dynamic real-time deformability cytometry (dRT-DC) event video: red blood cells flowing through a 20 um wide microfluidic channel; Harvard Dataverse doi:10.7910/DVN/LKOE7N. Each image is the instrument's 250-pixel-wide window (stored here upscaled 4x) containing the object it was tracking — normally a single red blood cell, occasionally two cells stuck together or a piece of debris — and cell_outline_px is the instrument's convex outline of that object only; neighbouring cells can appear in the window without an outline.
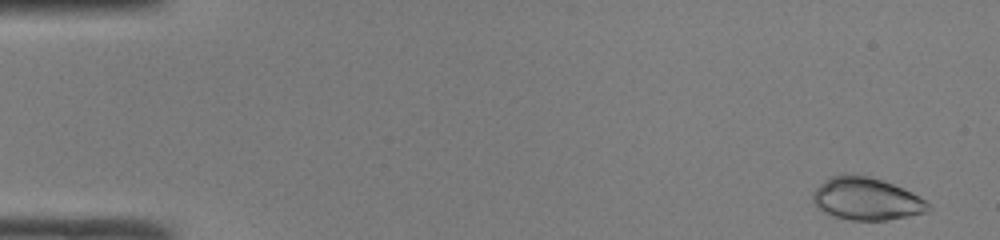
{"species": "common noctule bat (a hibernating species)", "species_latin": "Nyctalus noctula", "temperature_condition": "room temperature", "stored_images_in_passage": 48, "camera_frame_rate_fps": 3000, "um_per_image_px": 0.085, "animal": {"sex": "male", "body_mass_g": 19.0, "forearm_length_mm": 50.8}, "frame": {"image": 1, "passage_image": 2, "time_ms": 0.333, "image_size_px": [1000, 240], "cell_outline_px": [[932, 208], [928, 212], [908, 216], [884, 220], [852, 220], [832, 216], [824, 212], [812, 204], [812, 192], [824, 180], [832, 176], [844, 172], [852, 172], [868, 176], [892, 184], [912, 192], [920, 196]], "centroid_in_image_um": [73.6, 16.88], "position_along_channel_um": 11.4, "area_um2": 28.9}}
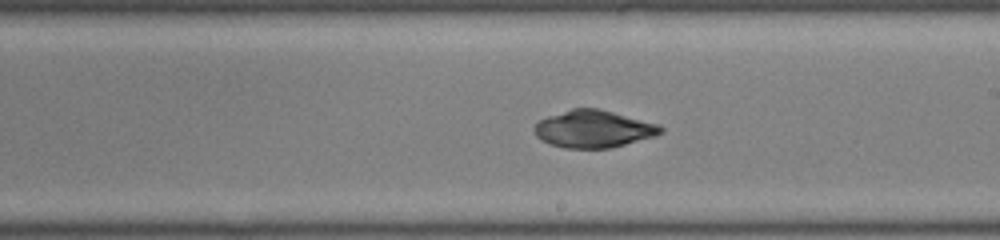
{"frame": {"image": 2, "passage_image": 28, "time_ms": 9.0, "image_size_px": [1000, 240], "cell_outline_px": [[664, 132], [656, 136], [612, 148], [564, 148], [548, 144], [540, 140], [536, 136], [532, 128], [540, 120], [548, 116], [572, 108], [600, 108], [660, 124], [664, 128]], "centroid_in_image_um": [50.47, 10.96], "position_along_channel_um": 238.5, "area_um2": 27.92}}
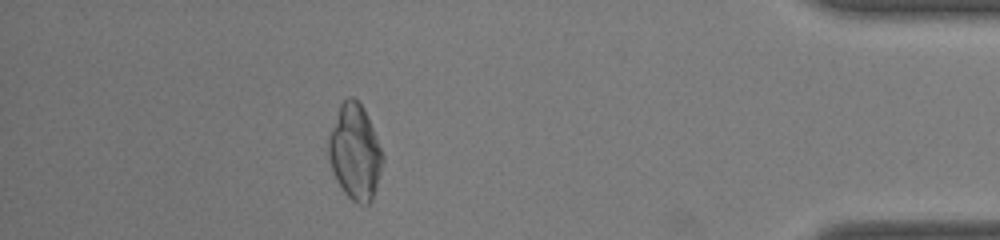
{"frame": {"image": 3, "passage_image": 43, "time_ms": 14.0, "image_size_px": [1000, 240], "cell_outline_px": [[384, 160], [372, 200], [368, 204], [356, 204], [344, 192], [336, 180], [332, 172], [328, 160], [328, 136], [340, 104], [348, 96], [352, 96], [364, 108], [384, 156]], "centroid_in_image_um": [30.15, 12.94], "position_along_channel_um": 405.0, "area_um2": 30.06}, "authors_computed_cell_mechanics": {"area_um2": 28.033, "velocity_mm_per_s": 4.1925, "shape_relaxation_time_tau1_ms": 7.9019, "shape_relaxation_time_tau2_ms": 1.7163, "deformation_change_tau1": 0.2828, "deformation_change_tau2": 0.0386}}